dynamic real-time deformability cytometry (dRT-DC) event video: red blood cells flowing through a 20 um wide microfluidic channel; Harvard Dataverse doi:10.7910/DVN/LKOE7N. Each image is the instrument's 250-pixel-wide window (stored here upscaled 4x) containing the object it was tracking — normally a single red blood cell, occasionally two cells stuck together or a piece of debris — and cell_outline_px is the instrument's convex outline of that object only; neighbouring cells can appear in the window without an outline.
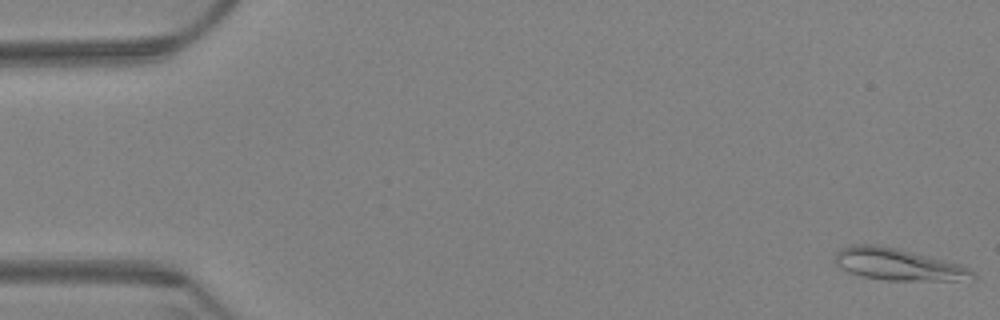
{"species": "Egyptian fruit bat (a non-hibernating species)", "species_latin": "Rousettus aegyptiacus", "temperature_condition": "warm", "stored_images_in_passage": 5, "camera_frame_rate_fps": 3000, "um_per_image_px": 0.085, "animal": {"sex": "female"}, "frame": {"image": 1, "passage_image": 1, "time_ms": 0.0, "image_size_px": [1000, 320], "cell_outline_px": [[976, 280], [884, 280], [864, 276], [840, 268], [836, 264], [836, 252], [840, 248], [852, 244], [872, 244], [896, 248], [960, 264], [968, 268], [976, 276]], "centroid_in_image_um": [76.34, 22.47], "position_along_channel_um": 8.7, "area_um2": 25.2}}